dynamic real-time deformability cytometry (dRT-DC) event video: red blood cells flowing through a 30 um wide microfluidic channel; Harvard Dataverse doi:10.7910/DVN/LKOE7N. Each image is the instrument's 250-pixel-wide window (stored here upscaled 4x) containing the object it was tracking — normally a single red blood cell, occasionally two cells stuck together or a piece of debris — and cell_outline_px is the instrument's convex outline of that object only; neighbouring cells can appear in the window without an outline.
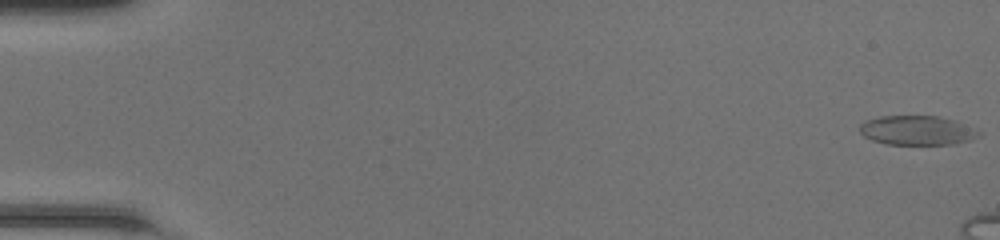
{"species": "common noctule bat (a hibernating species)", "species_latin": "Nyctalus noctula", "temperature_condition": "room temperature", "stored_images_in_passage": 10, "camera_frame_rate_fps": 3000, "um_per_image_px": 0.085, "animal": {"sex": "female", "body_mass_g": 20.0, "forearm_length_mm": 54.0}, "frame": {"image": 1, "passage_image": 1, "time_ms": 0.0, "image_size_px": [1000, 240], "cell_outline_px": [[980, 136], [968, 140], [952, 144], [888, 144], [872, 140], [864, 136], [860, 132], [860, 124], [864, 120], [880, 116], [940, 116], [952, 120], [980, 132]], "centroid_in_image_um": [77.88, 11.08], "position_along_channel_um": 7.1, "area_um2": 20.06}}